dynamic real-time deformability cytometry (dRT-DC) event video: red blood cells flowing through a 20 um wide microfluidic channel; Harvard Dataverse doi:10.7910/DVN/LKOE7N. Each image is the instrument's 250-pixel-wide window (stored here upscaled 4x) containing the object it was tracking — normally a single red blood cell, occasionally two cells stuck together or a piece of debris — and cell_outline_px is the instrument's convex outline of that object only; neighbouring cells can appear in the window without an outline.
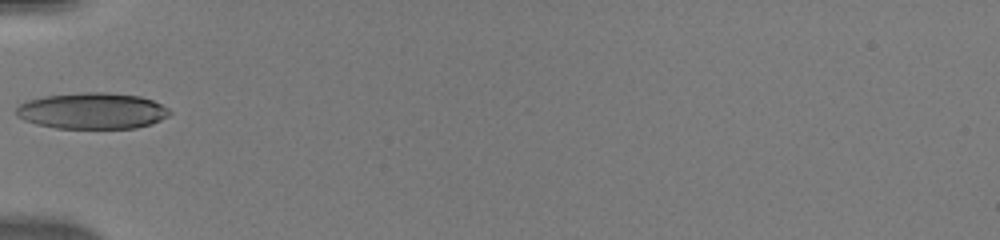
{"species": "human", "species_latin": "Homo sapiens", "temperature_condition": "warm", "stored_images_in_passage": 32, "camera_frame_rate_fps": 3000, "um_per_image_px": 0.085, "donor": {"sex": "male"}, "frame": {"image": 1, "passage_image": 1, "time_ms": 0.0, "image_size_px": [1000, 240], "cell_outline_px": [[172, 112], [168, 116], [152, 124], [136, 128], [56, 128], [36, 124], [24, 120], [16, 116], [16, 108], [20, 104], [28, 100], [44, 96], [84, 92], [104, 92], [140, 96], [152, 100], [168, 108]], "centroid_in_image_um": [7.84, 9.42], "position_along_channel_um": 77.2, "area_um2": 32.43}}
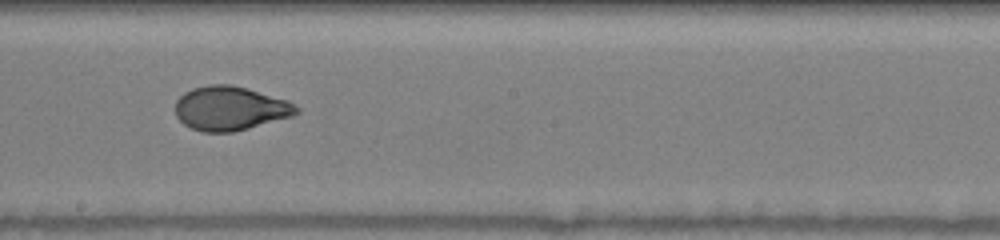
{"frame": {"image": 2, "passage_image": 12, "time_ms": 3.667, "image_size_px": [1000, 240], "cell_outline_px": [[300, 112], [292, 116], [248, 128], [232, 132], [204, 132], [192, 128], [184, 124], [176, 116], [176, 100], [184, 92], [192, 88], [208, 84], [232, 84], [248, 88], [288, 100], [300, 108]], "centroid_in_image_um": [19.57, 9.19], "position_along_channel_um": 228.6, "area_um2": 31.21}}
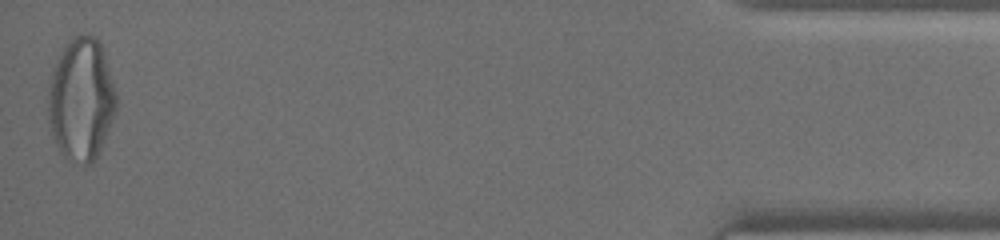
{"frame": {"image": 3, "passage_image": 32, "time_ms": 10.333, "image_size_px": [1000, 240], "cell_outline_px": [[116, 112], [104, 140], [96, 156], [88, 164], [84, 164], [68, 160], [60, 152], [56, 144], [52, 132], [48, 116], [48, 80], [64, 48], [72, 36], [96, 36], [100, 44], [116, 92]], "centroid_in_image_um": [6.89, 8.47], "position_along_channel_um": 428.3, "area_um2": 47.97}}